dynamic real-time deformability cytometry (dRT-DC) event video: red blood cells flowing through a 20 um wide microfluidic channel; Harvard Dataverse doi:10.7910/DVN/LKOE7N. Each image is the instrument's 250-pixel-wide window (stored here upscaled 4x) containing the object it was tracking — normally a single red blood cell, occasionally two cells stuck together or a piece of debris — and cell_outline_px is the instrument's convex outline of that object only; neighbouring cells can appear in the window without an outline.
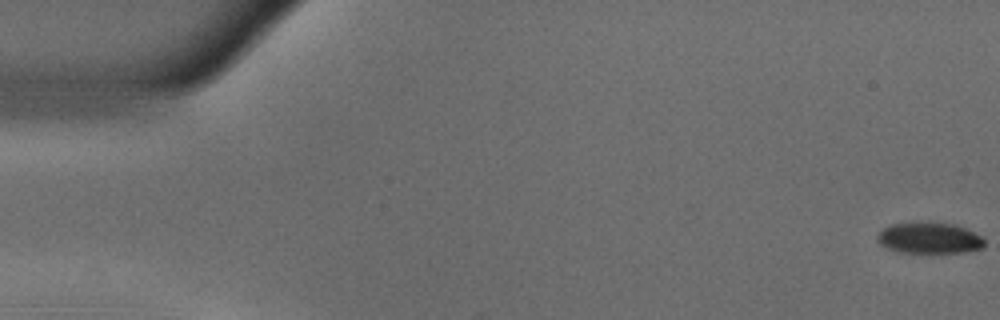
{"species": "common noctule bat (a hibernating species)", "species_latin": "Nyctalus noctula", "temperature_condition": "warm", "stored_images_in_passage": 55, "camera_frame_rate_fps": 3000, "um_per_image_px": 0.085, "animal": {"sex": "male", "body_mass_g": 18.8}, "frame": {"image": 1, "passage_image": 1, "time_ms": 0.0, "image_size_px": [1000, 320], "cell_outline_px": [[984, 248], [960, 252], [900, 252], [888, 248], [880, 244], [876, 240], [876, 236], [884, 228], [892, 224], [956, 224], [984, 236]], "centroid_in_image_um": [79.03, 20.25], "position_along_channel_um": 6.0, "area_um2": 18.9}}
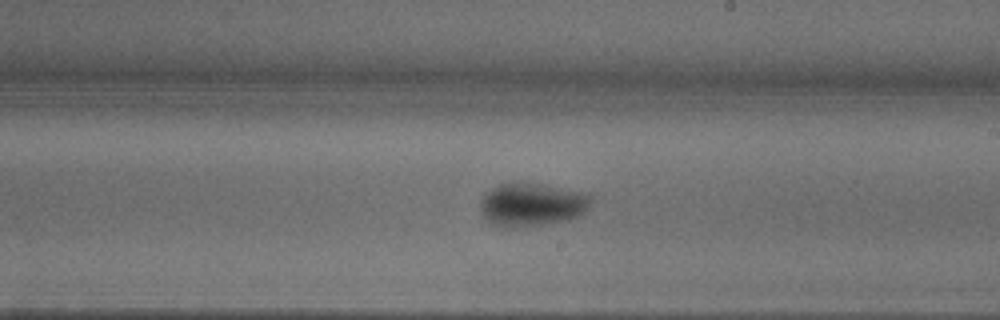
{"frame": {"image": 2, "passage_image": 32, "time_ms": 10.333, "image_size_px": [1000, 320], "cell_outline_px": [[592, 200], [588, 208], [580, 216], [564, 220], [544, 224], [512, 228], [504, 228], [492, 224], [484, 220], [480, 208], [480, 200], [492, 188], [500, 184], [512, 180], [516, 180], [588, 192], [592, 196]], "centroid_in_image_um": [45.2, 17.37], "position_along_channel_um": 243.8, "area_um2": 28.55}}
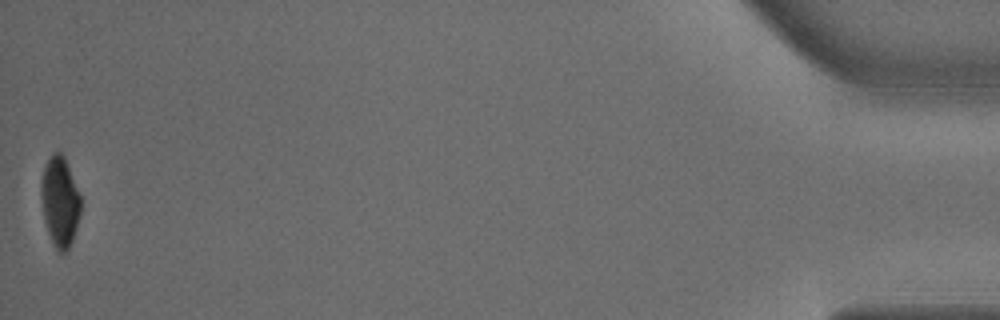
{"frame": {"image": 3, "passage_image": 55, "time_ms": 18.0, "image_size_px": [1000, 320], "cell_outline_px": [[80, 216], [72, 240], [68, 248], [64, 252], [60, 252], [56, 248], [48, 232], [44, 220], [40, 196], [40, 184], [44, 164], [52, 152], [60, 152], [64, 156], [80, 192]], "centroid_in_image_um": [5.08, 17.07], "position_along_channel_um": 430.1, "area_um2": 20.87}, "authors_computed_cell_mechanics": {"area_um2": 24.1026, "velocity_mm_per_s": 3.6897, "shape_relaxation_time_tau1_ms": 5.0779, "shape_relaxation_time_tau2_ms": null, "deformation_change_tau1": 0.1682, "deformation_change_tau2": null}}